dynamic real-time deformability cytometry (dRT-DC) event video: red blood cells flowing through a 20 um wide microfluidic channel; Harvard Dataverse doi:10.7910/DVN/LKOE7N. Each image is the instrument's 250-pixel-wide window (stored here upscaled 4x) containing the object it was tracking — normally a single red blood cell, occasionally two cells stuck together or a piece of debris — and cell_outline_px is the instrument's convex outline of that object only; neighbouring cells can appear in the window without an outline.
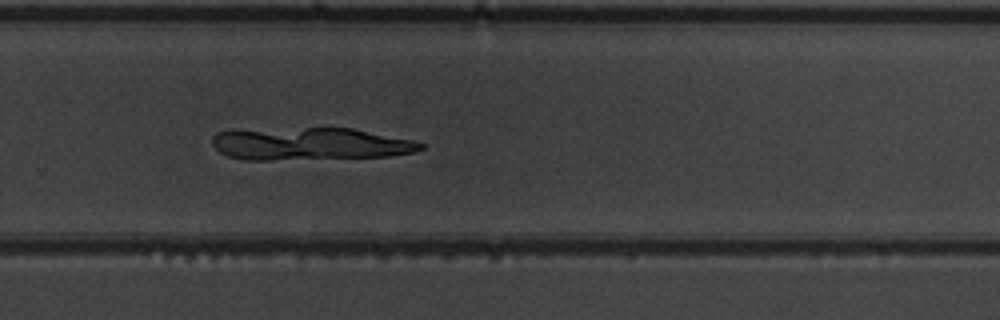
{"species": "common noctule bat (a hibernating species)", "species_latin": "Nyctalus noctula", "temperature_condition": "warm", "stored_images_in_passage": 41, "segment_of_instrument_passage": [1, 2], "camera_frame_rate_fps": 3000, "um_per_image_px": 0.085, "animal": {"sex": "male", "body_mass_g": 19.5, "forearm_length_mm": 54.6}, "frame": {"image": 1, "passage_image": 23, "time_ms": 7.333, "image_size_px": [1000, 320], "cell_outline_px": [[424, 148], [416, 152], [388, 156], [268, 160], [244, 160], [228, 156], [220, 152], [212, 144], [212, 136], [216, 132], [308, 128], [352, 128], [412, 140], [424, 144]], "centroid_in_image_um": [26.39, 12.24], "position_along_channel_um": 303.4, "area_um2": 38.9}}
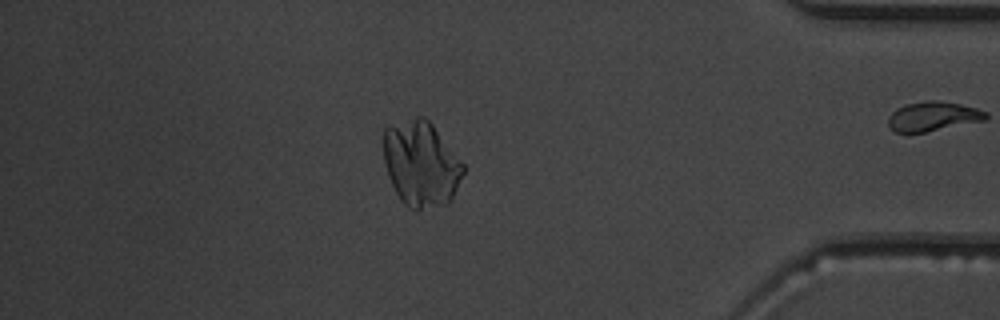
{"frame": {"image": 2, "passage_image": 33, "time_ms": 10.667, "image_size_px": [1000, 320], "cell_outline_px": [[464, 172], [452, 200], [448, 204], [416, 212], [408, 208], [400, 200], [388, 176], [384, 160], [384, 128], [388, 124], [416, 116], [424, 116], [432, 124], [464, 164]], "centroid_in_image_um": [35.78, 13.95], "position_along_channel_um": 399.4, "area_um2": 40.29}}